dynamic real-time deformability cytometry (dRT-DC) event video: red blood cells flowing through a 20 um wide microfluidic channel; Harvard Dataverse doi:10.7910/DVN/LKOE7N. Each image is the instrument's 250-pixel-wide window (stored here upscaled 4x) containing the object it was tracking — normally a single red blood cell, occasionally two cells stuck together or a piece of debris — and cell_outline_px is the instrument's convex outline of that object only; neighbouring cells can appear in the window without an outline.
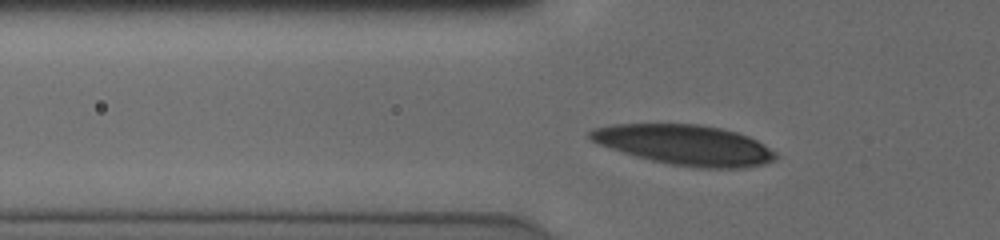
{"species": "human", "species_latin": "Homo sapiens", "temperature_condition": "cold", "stored_images_in_passage": 37, "camera_frame_rate_fps": 3000, "um_per_image_px": 0.085, "donor": {"sex": "male"}, "frame": {"image": 1, "passage_image": 8, "time_ms": 2.333, "image_size_px": [1000, 240], "cell_outline_px": [[780, 156], [776, 160], [764, 164], [744, 168], [700, 168], [668, 164], [636, 156], [600, 144], [592, 140], [588, 136], [588, 132], [592, 128], [612, 124], [700, 124], [720, 128], [736, 132], [748, 136], [764, 144], [776, 152]], "centroid_in_image_um": [58.26, 12.32], "position_along_channel_um": 67.5, "area_um2": 43.47}}
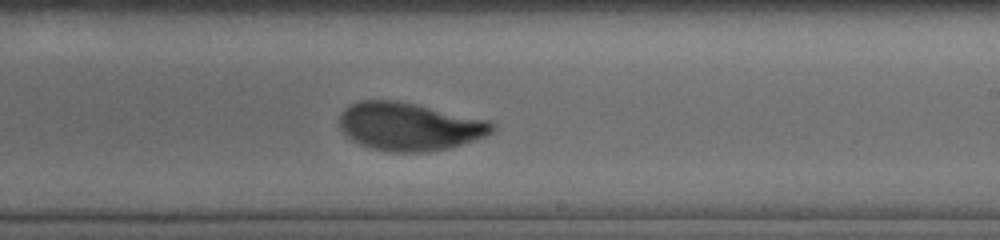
{"frame": {"image": 2, "passage_image": 23, "time_ms": 7.333, "image_size_px": [1000, 240], "cell_outline_px": [[496, 128], [488, 136], [448, 148], [428, 152], [388, 152], [372, 148], [360, 144], [352, 140], [340, 128], [340, 112], [344, 108], [360, 100], [396, 100], [416, 104], [488, 120], [496, 124]], "centroid_in_image_um": [34.81, 10.75], "position_along_channel_um": 254.2, "area_um2": 42.83}}
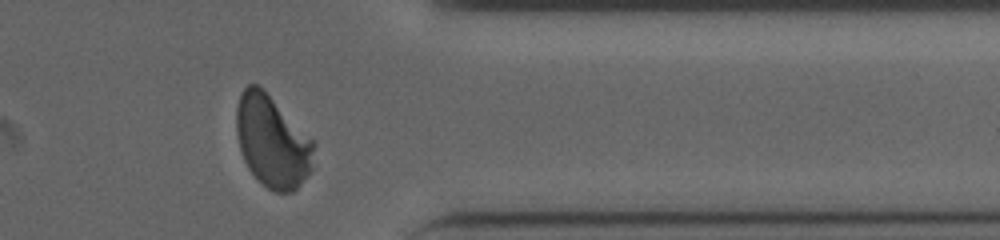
{"frame": {"image": 3, "passage_image": 34, "time_ms": 11.0, "image_size_px": [1000, 240], "cell_outline_px": [[316, 144], [312, 168], [300, 184], [292, 192], [276, 192], [268, 188], [248, 168], [244, 160], [240, 148], [236, 132], [236, 108], [240, 92], [248, 84], [256, 84], [316, 140]], "centroid_in_image_um": [23.16, 12.02], "position_along_channel_um": 388.2, "area_um2": 41.38}, "authors_computed_cell_mechanics": {"area_um2": 42.3674, "velocity_mm_per_s": 3.8288, "shape_relaxation_time_tau1_ms": 3.5501, "shape_relaxation_time_tau2_ms": 0.9232, "deformation_change_tau1": 0.1656, "deformation_change_tau2": 0.0587}}